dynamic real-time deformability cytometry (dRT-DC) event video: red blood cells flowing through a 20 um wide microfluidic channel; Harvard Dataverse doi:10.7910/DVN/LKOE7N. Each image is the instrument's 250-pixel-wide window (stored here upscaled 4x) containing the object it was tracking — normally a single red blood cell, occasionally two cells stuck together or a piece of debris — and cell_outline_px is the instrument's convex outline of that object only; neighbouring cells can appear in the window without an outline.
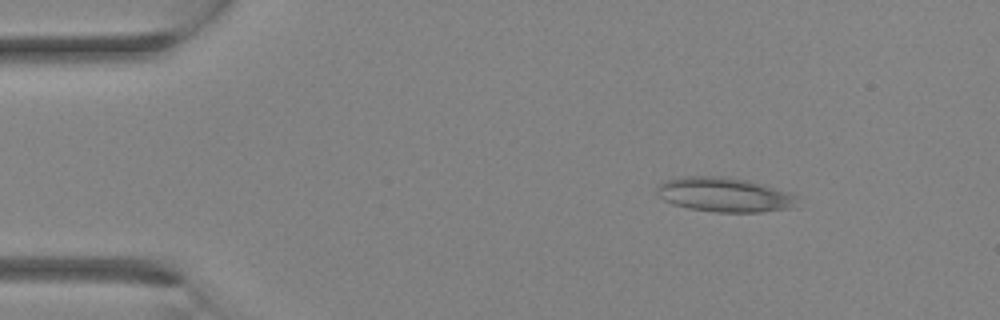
{"species": "Egyptian fruit bat (a non-hibernating species)", "species_latin": "Rousettus aegyptiacus", "temperature_condition": "room temperature", "stored_images_in_passage": 20, "camera_frame_rate_fps": 3000, "um_per_image_px": 0.085, "animal": {"sex": "female"}, "frame": {"image": 1, "passage_image": 1, "time_ms": 0.0, "image_size_px": [1000, 320], "cell_outline_px": [[796, 208], [760, 212], [712, 212], [688, 208], [672, 204], [664, 200], [660, 196], [656, 188], [656, 184], [664, 180], [684, 176], [724, 176], [748, 180], [776, 188], [788, 192], [796, 196]], "centroid_in_image_um": [61.55, 16.55], "position_along_channel_um": 23.4, "area_um2": 28.44}}
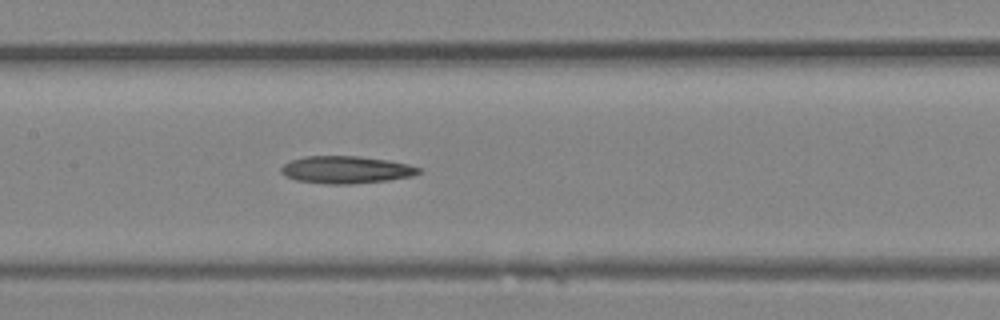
{"frame": {"image": 2, "passage_image": 12, "time_ms": 3.667, "image_size_px": [1000, 320], "cell_outline_px": [[424, 172], [412, 176], [388, 180], [352, 184], [328, 184], [296, 180], [284, 176], [280, 172], [280, 168], [284, 164], [292, 160], [304, 156], [356, 156], [388, 160], [408, 164], [424, 168]], "centroid_in_image_um": [29.45, 14.43], "position_along_channel_um": 177.9, "area_um2": 22.14}}
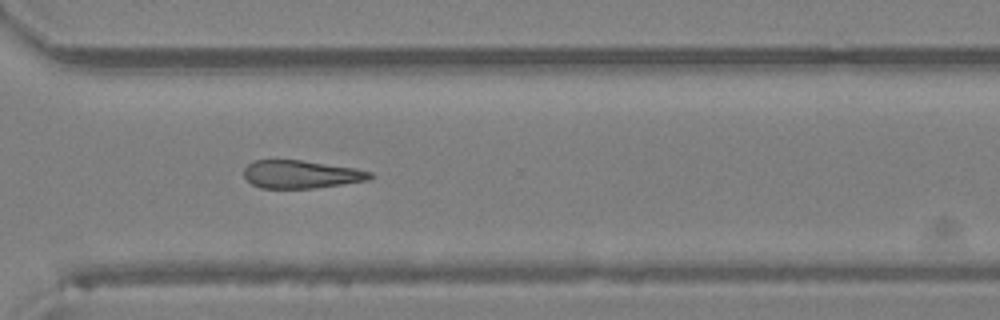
{"frame": {"image": 3, "passage_image": 20, "time_ms": 6.333, "image_size_px": [1000, 320], "cell_outline_px": [[372, 176], [368, 180], [312, 188], [260, 188], [252, 184], [244, 176], [244, 168], [248, 164], [256, 160], [300, 160], [356, 168], [372, 172]], "centroid_in_image_um": [25.57, 14.81], "position_along_channel_um": 345.0, "area_um2": 20.35}}